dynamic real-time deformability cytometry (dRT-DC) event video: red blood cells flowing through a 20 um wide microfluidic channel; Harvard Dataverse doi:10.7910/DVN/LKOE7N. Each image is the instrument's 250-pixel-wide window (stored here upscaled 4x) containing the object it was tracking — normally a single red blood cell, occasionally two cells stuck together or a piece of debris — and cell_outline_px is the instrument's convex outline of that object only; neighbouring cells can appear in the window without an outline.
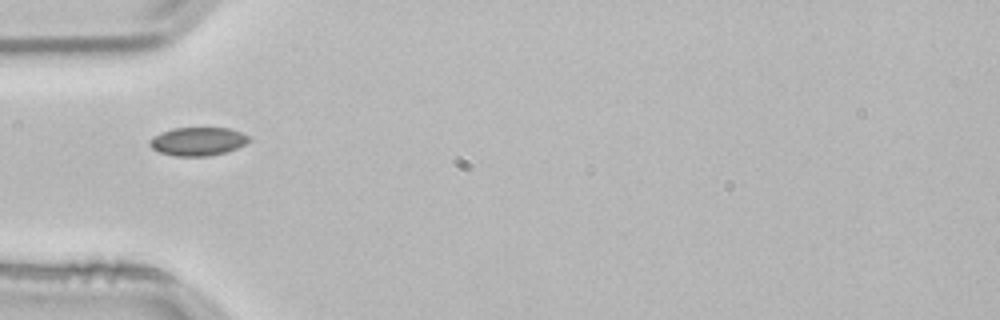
{"species": "common noctule bat (a hibernating species)", "species_latin": "Nyctalus noctula", "temperature_condition": "room temperature", "stored_images_in_passage": 9, "camera_frame_rate_fps": 3000, "um_per_image_px": 0.085, "animal": {"sex": "male", "body_mass_g": 21.5, "forearm_length_mm": 52.0}, "frame": {"image": 1, "passage_image": 1, "time_ms": 0.0, "image_size_px": [1000, 320], "cell_outline_px": [[252, 140], [228, 152], [208, 156], [172, 156], [160, 152], [152, 148], [148, 144], [148, 140], [152, 136], [160, 132], [172, 128], [228, 128], [252, 136]], "centroid_in_image_um": [16.81, 12.02], "position_along_channel_um": 68.2, "area_um2": 16.7}}